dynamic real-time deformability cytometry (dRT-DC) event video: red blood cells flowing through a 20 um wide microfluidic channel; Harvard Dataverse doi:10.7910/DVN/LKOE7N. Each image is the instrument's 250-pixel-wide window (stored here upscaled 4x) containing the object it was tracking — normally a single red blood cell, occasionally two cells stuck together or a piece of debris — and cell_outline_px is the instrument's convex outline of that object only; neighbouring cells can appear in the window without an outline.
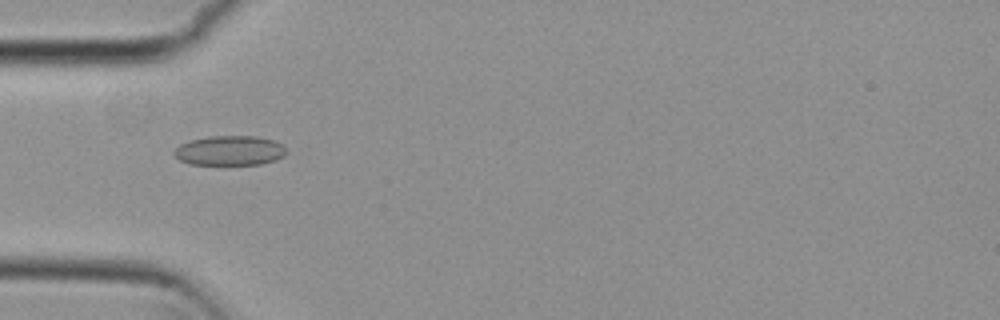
{"species": "common noctule bat (a hibernating species)", "species_latin": "Nyctalus noctula", "temperature_condition": "cold", "stored_images_in_passage": 54, "camera_frame_rate_fps": 3000, "um_per_image_px": 0.085, "animal": {"sex": "female", "body_mass_g": 29.2, "forearm_length_mm": 56.3}, "frame": {"image": 1, "passage_image": 17, "time_ms": 5.333, "image_size_px": [1000, 320], "cell_outline_px": [[288, 152], [284, 156], [276, 160], [260, 164], [192, 164], [180, 160], [172, 152], [180, 144], [192, 140], [212, 136], [256, 136], [276, 140]], "centroid_in_image_um": [19.56, 12.79], "position_along_channel_um": 65.4, "area_um2": 19.31}}
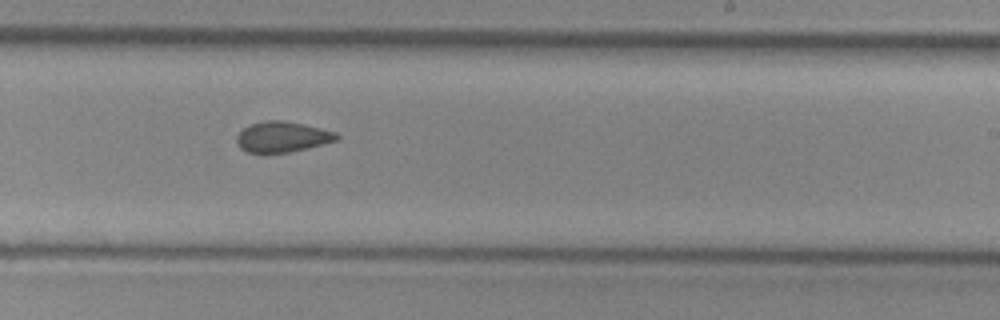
{"frame": {"image": 2, "passage_image": 33, "time_ms": 10.667, "image_size_px": [1000, 320], "cell_outline_px": [[340, 136], [336, 140], [324, 144], [308, 148], [288, 152], [264, 156], [248, 152], [240, 148], [236, 140], [236, 136], [248, 124], [268, 120], [284, 120], [304, 124], [336, 132]], "centroid_in_image_um": [23.96, 11.66], "position_along_channel_um": 265.0, "area_um2": 18.32}}
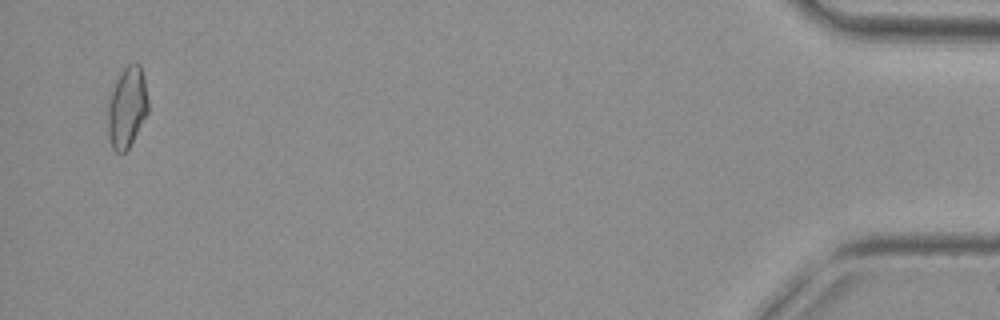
{"frame": {"image": 3, "passage_image": 53, "time_ms": 17.333, "image_size_px": [1000, 320], "cell_outline_px": [[148, 112], [128, 148], [124, 152], [116, 152], [112, 148], [108, 136], [108, 104], [116, 80], [120, 72], [128, 64], [140, 64], [144, 80], [148, 100]], "centroid_in_image_um": [10.79, 9.13], "position_along_channel_um": 424.4, "area_um2": 18.67}, "authors_computed_cell_mechanics": {"area_um2": 18.5827, "velocity_mm_per_s": 3.7505, "shape_relaxation_time_tau1_ms": null, "shape_relaxation_time_tau2_ms": 2.1433, "deformation_change_tau1": null, "deformation_change_tau2": 0.0759}}